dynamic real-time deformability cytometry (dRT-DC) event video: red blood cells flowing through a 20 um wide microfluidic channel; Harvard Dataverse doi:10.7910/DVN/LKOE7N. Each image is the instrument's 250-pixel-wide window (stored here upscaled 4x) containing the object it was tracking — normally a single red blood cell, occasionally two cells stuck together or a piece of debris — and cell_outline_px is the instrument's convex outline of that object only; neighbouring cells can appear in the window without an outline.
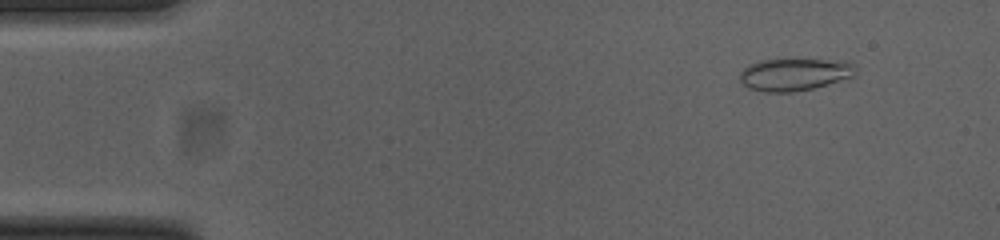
{"species": "common noctule bat (a hibernating species)", "species_latin": "Nyctalus noctula", "temperature_condition": "cold", "stored_images_in_passage": 52, "camera_frame_rate_fps": 3000, "um_per_image_px": 0.085, "animal": {"sex": "female", "body_mass_g": 23.0, "forearm_length_mm": 53.4}, "frame": {"image": 1, "passage_image": 5, "time_ms": 1.333, "image_size_px": [1000, 240], "cell_outline_px": [[856, 76], [812, 88], [792, 92], [764, 92], [748, 88], [740, 80], [740, 72], [748, 64], [760, 60], [852, 60], [856, 64]], "centroid_in_image_um": [67.58, 6.32], "position_along_channel_um": 17.4, "area_um2": 21.96}}
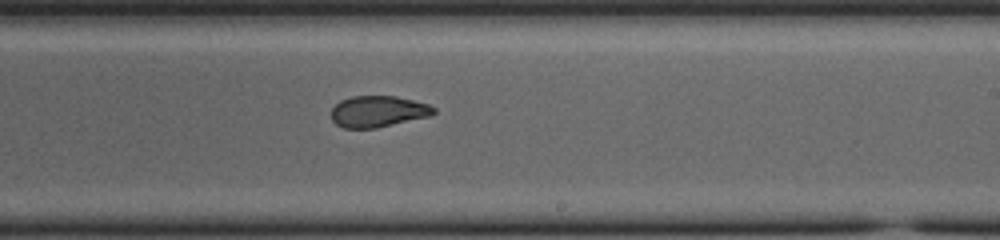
{"frame": {"image": 2, "passage_image": 31, "time_ms": 10.0, "image_size_px": [1000, 240], "cell_outline_px": [[436, 112], [428, 116], [376, 128], [344, 128], [336, 124], [332, 120], [332, 108], [340, 100], [352, 96], [396, 96], [428, 104], [436, 108]], "centroid_in_image_um": [32.12, 9.47], "position_along_channel_um": 256.9, "area_um2": 18.55}}
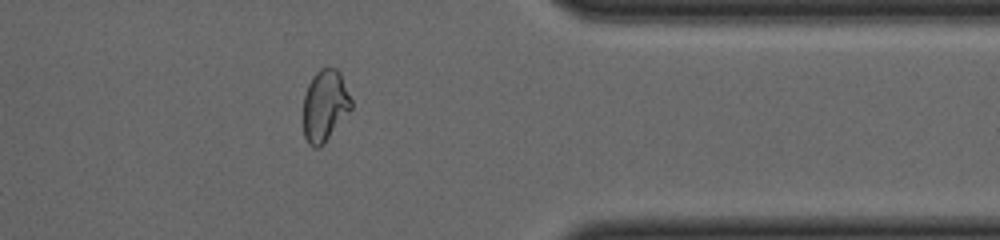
{"frame": {"image": 3, "passage_image": 42, "time_ms": 13.667, "image_size_px": [1000, 240], "cell_outline_px": [[352, 108], [324, 144], [320, 148], [312, 148], [308, 144], [304, 136], [304, 96], [308, 84], [312, 76], [320, 68], [336, 68], [340, 72], [352, 100]], "centroid_in_image_um": [27.62, 8.99], "position_along_channel_um": 383.8, "area_um2": 20.11}, "authors_computed_cell_mechanics": {"area_um2": 20.3745, "velocity_mm_per_s": 3.8604, "shape_relaxation_time_tau1_ms": null, "shape_relaxation_time_tau2_ms": 1.5037, "deformation_change_tau1": null, "deformation_change_tau2": 0.0646}}